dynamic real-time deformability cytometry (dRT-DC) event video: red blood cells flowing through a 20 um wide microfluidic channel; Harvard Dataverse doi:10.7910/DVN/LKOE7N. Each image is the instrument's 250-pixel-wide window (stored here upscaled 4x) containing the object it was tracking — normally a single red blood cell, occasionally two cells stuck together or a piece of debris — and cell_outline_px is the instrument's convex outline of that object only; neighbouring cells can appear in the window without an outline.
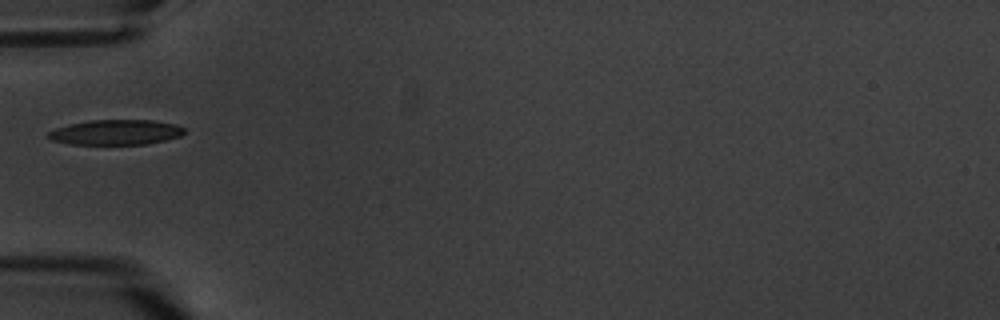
{"species": "common noctule bat (a hibernating species)", "species_latin": "Nyctalus noctula", "temperature_condition": "warm", "stored_images_in_passage": 9, "camera_frame_rate_fps": 3000, "um_per_image_px": 0.085, "animal": {"sex": "male", "body_mass_g": 20.1, "forearm_length_mm": 53.5}, "frame": {"image": 1, "passage_image": 1, "time_ms": 0.0, "image_size_px": [1000, 320], "cell_outline_px": [[184, 132], [180, 136], [148, 144], [72, 144], [52, 140], [44, 136], [48, 132], [56, 128], [88, 120], [152, 120], [176, 124], [184, 128]], "centroid_in_image_um": [9.83, 11.24], "position_along_channel_um": 75.2, "area_um2": 19.83}}
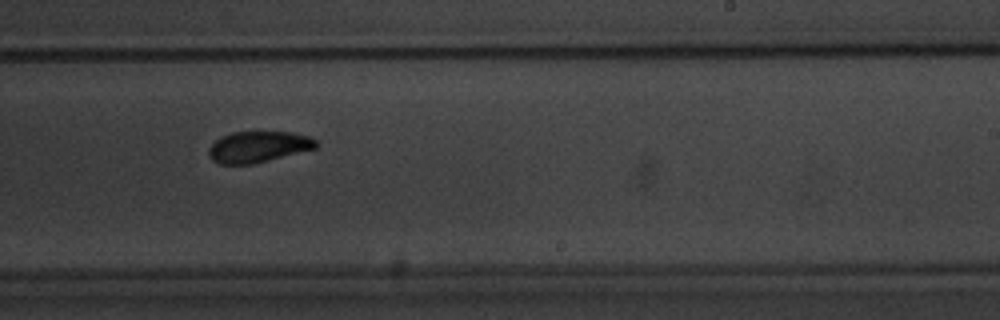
{"frame": {"image": 2, "passage_image": 6, "time_ms": 5.667, "image_size_px": [1000, 320], "cell_outline_px": [[320, 144], [316, 148], [252, 164], [220, 164], [212, 160], [208, 156], [208, 148], [220, 136], [232, 132], [292, 132], [308, 136], [316, 140]], "centroid_in_image_um": [21.93, 12.47], "position_along_channel_um": 267.1, "area_um2": 19.48}}
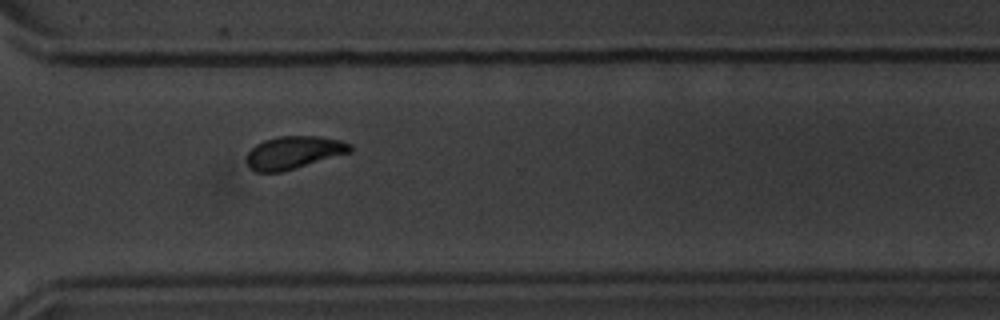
{"frame": {"image": 3, "passage_image": 8, "time_ms": 8.0, "image_size_px": [1000, 320], "cell_outline_px": [[352, 152], [280, 172], [256, 172], [248, 164], [248, 152], [256, 144], [264, 140], [280, 136], [320, 136], [340, 140], [352, 144]], "centroid_in_image_um": [25.01, 12.95], "position_along_channel_um": 345.6, "area_um2": 19.54}}